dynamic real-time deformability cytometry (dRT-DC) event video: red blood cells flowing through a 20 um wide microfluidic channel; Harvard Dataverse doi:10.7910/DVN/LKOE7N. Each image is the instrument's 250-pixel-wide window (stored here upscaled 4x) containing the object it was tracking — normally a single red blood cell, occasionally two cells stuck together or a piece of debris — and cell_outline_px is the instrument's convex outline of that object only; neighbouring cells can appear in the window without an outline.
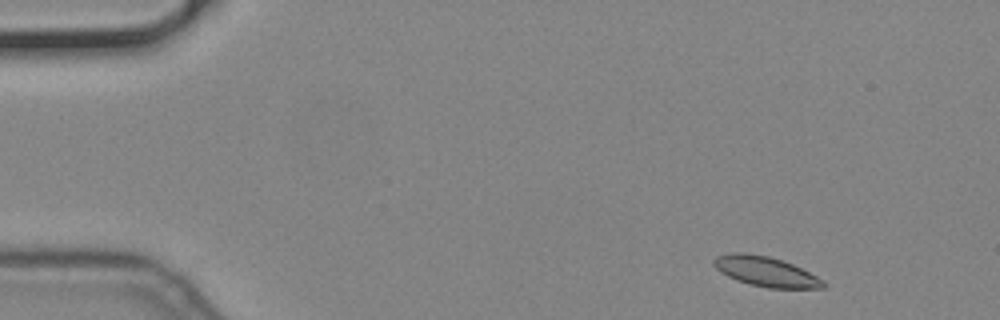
{"species": "common noctule bat (a hibernating species)", "species_latin": "Nyctalus noctula", "temperature_condition": "cold", "stored_images_in_passage": 53, "camera_frame_rate_fps": 3000, "um_per_image_px": 0.085, "animal": {"sex": "male", "body_mass_g": 19.2, "forearm_length_mm": 51.8}, "frame": {"image": 1, "passage_image": 3, "time_ms": 0.667, "image_size_px": [1000, 320], "cell_outline_px": [[828, 284], [824, 288], [768, 288], [736, 280], [720, 272], [712, 264], [712, 260], [716, 256], [732, 252], [744, 252], [768, 256], [792, 264], [824, 280]], "centroid_in_image_um": [65.07, 23.07], "position_along_channel_um": 19.9, "area_um2": 19.02}}
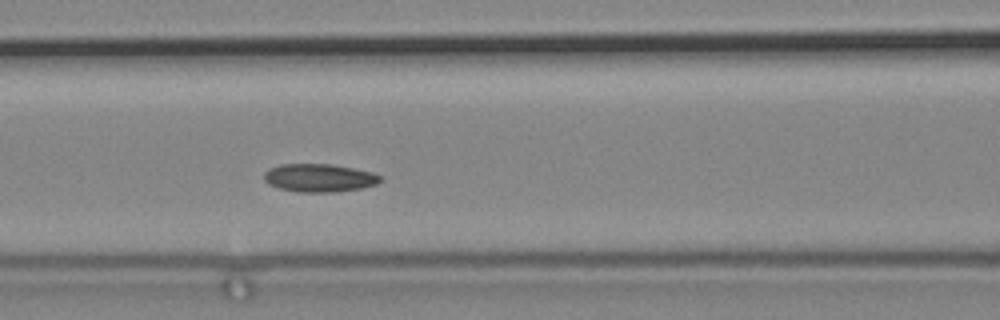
{"frame": {"image": 2, "passage_image": 21, "time_ms": 6.667, "image_size_px": [1000, 320], "cell_outline_px": [[384, 180], [376, 184], [364, 188], [336, 192], [296, 192], [280, 188], [268, 184], [264, 180], [264, 172], [268, 168], [280, 164], [332, 164], [372, 172], [380, 176]], "centroid_in_image_um": [27.13, 15.12], "position_along_channel_um": 139.5, "area_um2": 19.25}}
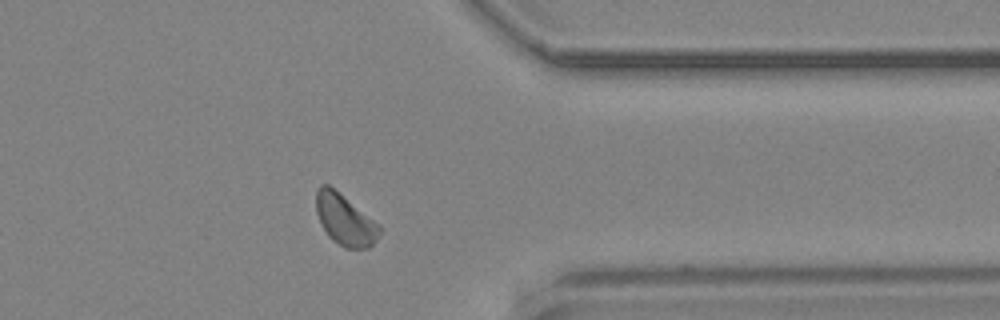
{"frame": {"image": 3, "passage_image": 42, "time_ms": 13.667, "image_size_px": [1000, 320], "cell_outline_px": [[380, 232], [376, 240], [368, 248], [344, 248], [332, 240], [328, 236], [320, 224], [316, 212], [316, 192], [320, 184], [328, 184], [380, 224]], "centroid_in_image_um": [29.3, 18.68], "position_along_channel_um": 382.1, "area_um2": 18.84}}